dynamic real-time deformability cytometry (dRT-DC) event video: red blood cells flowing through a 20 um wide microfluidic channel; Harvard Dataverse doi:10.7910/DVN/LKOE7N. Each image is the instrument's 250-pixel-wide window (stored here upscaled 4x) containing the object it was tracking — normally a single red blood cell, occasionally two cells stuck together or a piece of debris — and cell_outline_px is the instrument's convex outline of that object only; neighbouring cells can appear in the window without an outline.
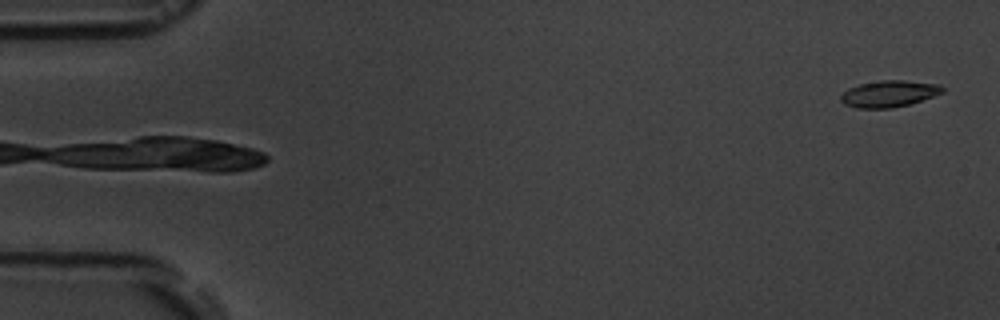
{"species": "common noctule bat (a hibernating species)", "species_latin": "Nyctalus noctula", "temperature_condition": "room temperature", "stored_images_in_passage": 5, "camera_frame_rate_fps": 3000, "um_per_image_px": 0.085, "animal": {"sex": "male", "body_mass_g": 19.5, "forearm_length_mm": 54.6}, "frame": {"image": 1, "passage_image": 5, "time_ms": 4.333, "image_size_px": [1000, 320], "cell_outline_px": [[944, 92], [908, 104], [892, 108], [856, 108], [844, 104], [840, 100], [840, 96], [848, 88], [860, 84], [880, 80], [904, 80], [940, 84], [944, 88]], "centroid_in_image_um": [75.55, 7.96], "position_along_channel_um": 9.5, "area_um2": 15.66}}